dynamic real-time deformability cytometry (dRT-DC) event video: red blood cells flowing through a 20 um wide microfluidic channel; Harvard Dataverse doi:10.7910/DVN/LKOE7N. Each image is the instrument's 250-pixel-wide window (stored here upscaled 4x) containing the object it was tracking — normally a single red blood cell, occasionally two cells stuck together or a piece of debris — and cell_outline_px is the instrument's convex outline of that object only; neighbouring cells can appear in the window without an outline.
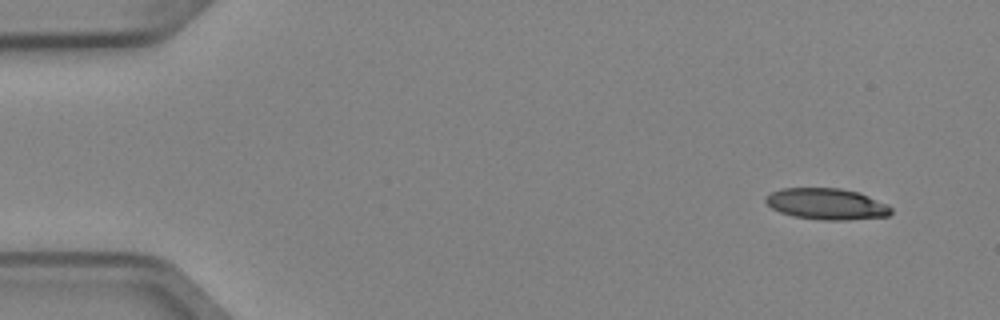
{"species": "Egyptian fruit bat (a non-hibernating species)", "species_latin": "Rousettus aegyptiacus", "temperature_condition": "cold", "stored_images_in_passage": 4, "camera_frame_rate_fps": 3000, "um_per_image_px": 0.085, "animal": {"sex": "female"}, "frame": {"image": 1, "passage_image": 1, "time_ms": 0.0, "image_size_px": [1000, 320], "cell_outline_px": [[892, 212], [888, 216], [844, 220], [820, 220], [792, 216], [780, 212], [772, 208], [764, 200], [764, 196], [780, 188], [840, 188], [860, 192], [888, 204], [892, 208]], "centroid_in_image_um": [70.26, 17.33], "position_along_channel_um": 14.7, "area_um2": 23.06}}
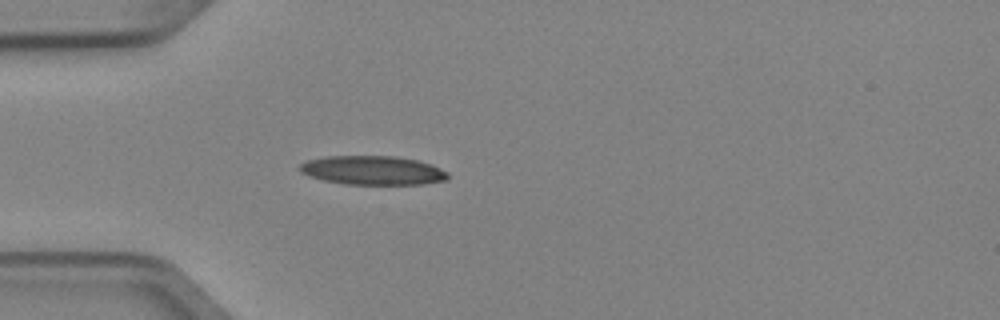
{"frame": {"image": 2, "passage_image": 4, "time_ms": 1.0, "image_size_px": [1000, 320], "cell_outline_px": [[448, 180], [424, 184], [344, 184], [324, 180], [300, 172], [300, 164], [308, 160], [324, 156], [396, 156], [416, 160], [432, 164], [448, 172]], "centroid_in_image_um": [31.72, 14.47], "position_along_channel_um": 53.3, "area_um2": 24.97}}